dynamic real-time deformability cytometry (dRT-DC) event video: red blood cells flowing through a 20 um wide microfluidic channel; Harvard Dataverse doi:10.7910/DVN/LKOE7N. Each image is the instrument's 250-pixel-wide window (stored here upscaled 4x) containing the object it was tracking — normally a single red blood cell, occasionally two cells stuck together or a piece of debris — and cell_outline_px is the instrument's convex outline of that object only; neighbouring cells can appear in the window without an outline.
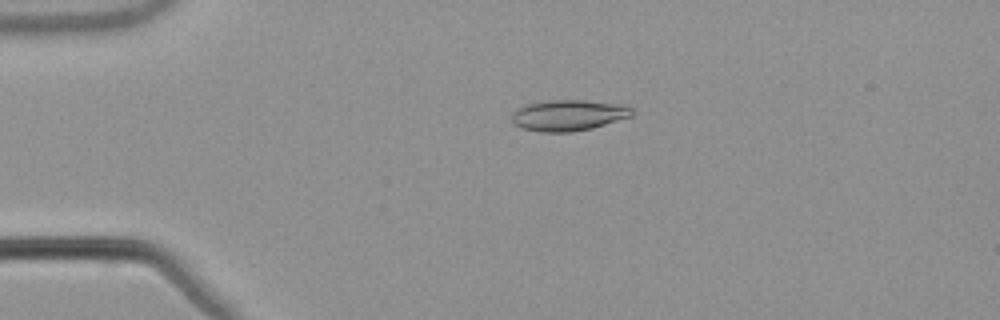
{"species": "common noctule bat (a hibernating species)", "species_latin": "Nyctalus noctula", "temperature_condition": "warm", "stored_images_in_passage": 54, "camera_frame_rate_fps": 3000, "um_per_image_px": 0.085, "animal": {"sex": "male", "body_mass_g": 21.5, "forearm_length_mm": 52.0}, "frame": {"image": 1, "passage_image": 13, "time_ms": 4.0, "image_size_px": [1000, 320], "cell_outline_px": [[636, 112], [632, 116], [592, 128], [572, 132], [540, 132], [524, 128], [516, 124], [512, 120], [512, 112], [516, 108], [528, 104], [548, 100], [584, 100], [628, 104]], "centroid_in_image_um": [48.38, 9.78], "position_along_channel_um": 36.6, "area_um2": 21.91}}
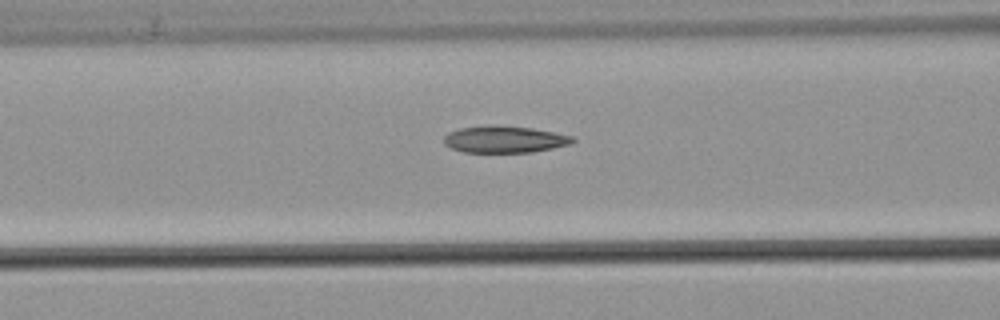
{"frame": {"image": 2, "passage_image": 23, "time_ms": 7.333, "image_size_px": [1000, 320], "cell_outline_px": [[576, 140], [572, 144], [532, 152], [464, 152], [452, 148], [444, 144], [444, 136], [448, 132], [460, 128], [496, 124], [532, 128], [576, 136]], "centroid_in_image_um": [42.92, 11.83], "position_along_channel_um": 123.7, "area_um2": 20.35}}
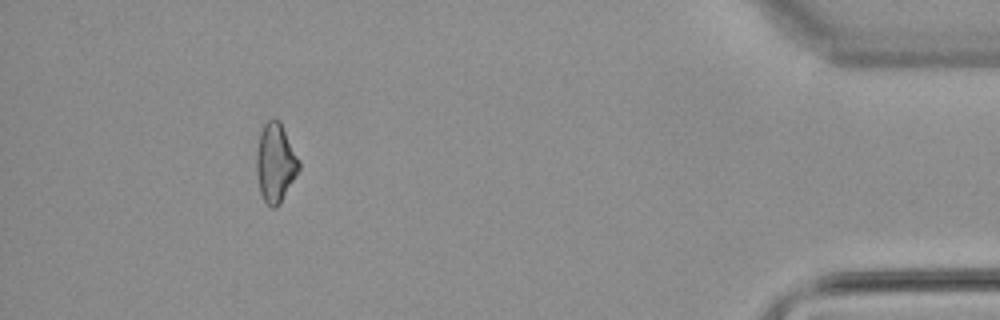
{"frame": {"image": 3, "passage_image": 50, "time_ms": 16.333, "image_size_px": [1000, 320], "cell_outline_px": [[300, 168], [280, 204], [276, 208], [272, 208], [264, 200], [260, 192], [256, 172], [256, 152], [260, 132], [264, 124], [268, 120], [280, 120], [300, 160]], "centroid_in_image_um": [23.41, 13.83], "position_along_channel_um": 411.8, "area_um2": 19.59}, "authors_computed_cell_mechanics": {"area_um2": 20.2589, "velocity_mm_per_s": 3.8458, "shape_relaxation_time_tau1_ms": 10.3405, "shape_relaxation_time_tau2_ms": 4.5973, "deformation_change_tau1": 0.2195, "deformation_change_tau2": 0.1286}}